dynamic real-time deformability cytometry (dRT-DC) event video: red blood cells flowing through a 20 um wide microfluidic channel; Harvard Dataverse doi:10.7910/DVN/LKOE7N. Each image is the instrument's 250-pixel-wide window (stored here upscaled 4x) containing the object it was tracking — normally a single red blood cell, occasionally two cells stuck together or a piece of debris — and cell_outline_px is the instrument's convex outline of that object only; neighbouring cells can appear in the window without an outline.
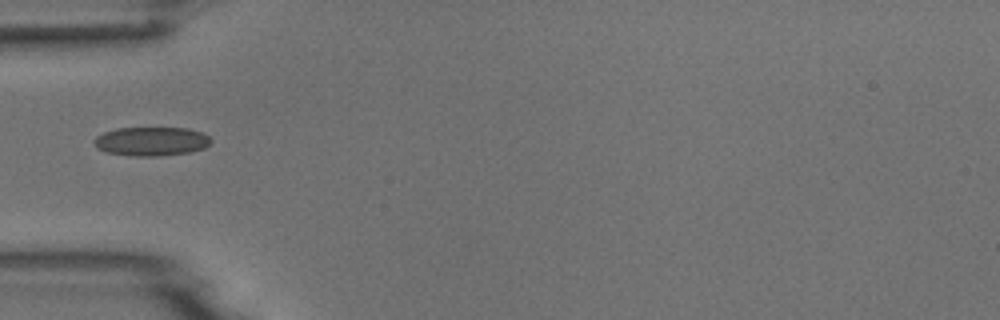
{"species": "common noctule bat (a hibernating species)", "species_latin": "Nyctalus noctula", "temperature_condition": "room temperature", "stored_images_in_passage": 8, "camera_frame_rate_fps": 3000, "um_per_image_px": 0.085, "animal": {"sex": "male", "body_mass_g": 18.8}, "frame": {"image": 1, "passage_image": 5, "time_ms": 5.333, "image_size_px": [1000, 320], "cell_outline_px": [[212, 140], [204, 148], [188, 152], [160, 156], [132, 156], [108, 152], [96, 148], [92, 140], [96, 136], [104, 132], [116, 128], [188, 128], [200, 132], [208, 136]], "centroid_in_image_um": [12.82, 12.01], "position_along_channel_um": 72.2, "area_um2": 19.65}}